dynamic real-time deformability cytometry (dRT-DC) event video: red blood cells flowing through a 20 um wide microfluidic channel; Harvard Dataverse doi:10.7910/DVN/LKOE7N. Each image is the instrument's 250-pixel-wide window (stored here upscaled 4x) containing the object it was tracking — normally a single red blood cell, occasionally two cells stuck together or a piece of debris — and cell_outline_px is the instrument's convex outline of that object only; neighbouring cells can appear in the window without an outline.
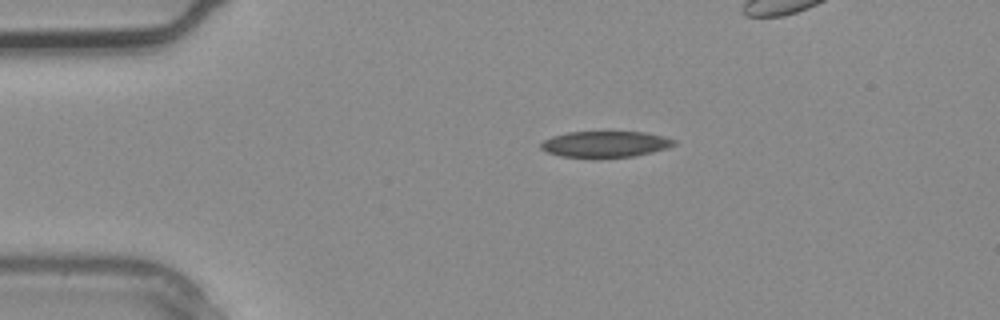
{"species": "common noctule bat (a hibernating species)", "species_latin": "Nyctalus noctula", "temperature_condition": "warm", "stored_images_in_passage": 3, "camera_frame_rate_fps": 3000, "um_per_image_px": 0.085, "animal": {"sex": "male", "body_mass_g": 20.4}, "frame": {"image": 1, "passage_image": 1, "time_ms": 0.0, "image_size_px": [1000, 320], "cell_outline_px": [[676, 144], [668, 148], [636, 156], [596, 160], [592, 160], [560, 156], [548, 152], [540, 148], [540, 144], [544, 140], [552, 136], [568, 132], [644, 132], [664, 136], [676, 140]], "centroid_in_image_um": [51.44, 12.29], "position_along_channel_um": 33.6, "area_um2": 21.04}}
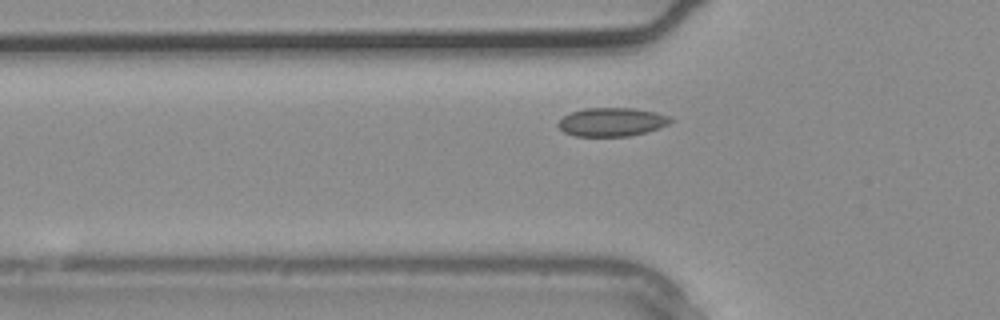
{"frame": {"image": 2, "passage_image": 3, "time_ms": 0.667, "image_size_px": [1000, 320], "cell_outline_px": [[672, 120], [668, 124], [660, 128], [648, 132], [628, 136], [576, 136], [564, 132], [556, 124], [564, 116], [572, 112], [584, 108], [636, 108], [656, 112], [672, 116]], "centroid_in_image_um": [52.04, 10.36], "position_along_channel_um": 73.8, "area_um2": 18.84}}